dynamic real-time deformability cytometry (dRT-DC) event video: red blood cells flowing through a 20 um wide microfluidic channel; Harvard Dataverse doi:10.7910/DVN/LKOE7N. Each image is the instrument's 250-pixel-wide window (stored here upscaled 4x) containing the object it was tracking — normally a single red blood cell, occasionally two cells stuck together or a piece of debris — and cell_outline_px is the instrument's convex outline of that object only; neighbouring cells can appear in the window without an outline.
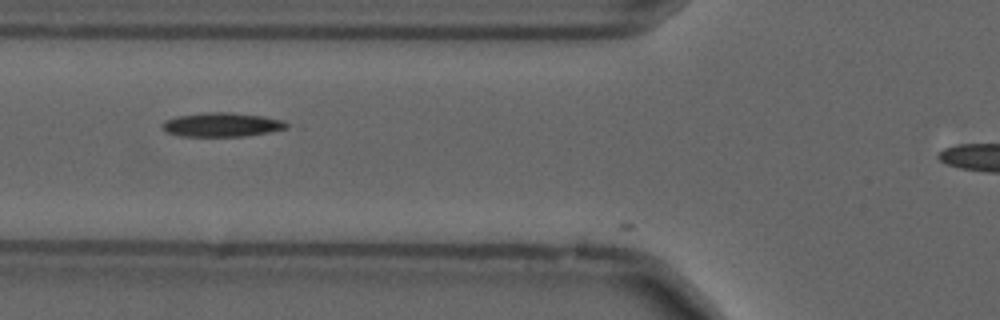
{"species": "common noctule bat (a hibernating species)", "species_latin": "Nyctalus noctula", "temperature_condition": "cold", "stored_images_in_passage": 13, "camera_frame_rate_fps": 3000, "um_per_image_px": 0.085, "animal": {"sex": "male", "forearm_length_mm": 52.5}, "frame": {"image": 1, "passage_image": 10, "time_ms": 3.0, "image_size_px": [1000, 320], "cell_outline_px": [[288, 128], [268, 132], [244, 136], [180, 136], [168, 132], [160, 124], [164, 120], [176, 116], [208, 112], [232, 112], [264, 116], [284, 120], [288, 124]], "centroid_in_image_um": [18.87, 10.59], "position_along_channel_um": 106.9, "area_um2": 17.46}}